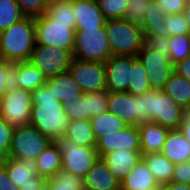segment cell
Here are the masks:
<instances>
[{
  "label": "cell",
  "mask_w": 190,
  "mask_h": 190,
  "mask_svg": "<svg viewBox=\"0 0 190 190\" xmlns=\"http://www.w3.org/2000/svg\"><path fill=\"white\" fill-rule=\"evenodd\" d=\"M140 149L143 154L160 153L170 129L160 124L146 122L138 126Z\"/></svg>",
  "instance_id": "20"
},
{
  "label": "cell",
  "mask_w": 190,
  "mask_h": 190,
  "mask_svg": "<svg viewBox=\"0 0 190 190\" xmlns=\"http://www.w3.org/2000/svg\"><path fill=\"white\" fill-rule=\"evenodd\" d=\"M55 142L62 155V169L82 178L100 158L96 147L80 146L64 136Z\"/></svg>",
  "instance_id": "7"
},
{
  "label": "cell",
  "mask_w": 190,
  "mask_h": 190,
  "mask_svg": "<svg viewBox=\"0 0 190 190\" xmlns=\"http://www.w3.org/2000/svg\"><path fill=\"white\" fill-rule=\"evenodd\" d=\"M179 129L190 143V107L184 110V119L181 122Z\"/></svg>",
  "instance_id": "49"
},
{
  "label": "cell",
  "mask_w": 190,
  "mask_h": 190,
  "mask_svg": "<svg viewBox=\"0 0 190 190\" xmlns=\"http://www.w3.org/2000/svg\"><path fill=\"white\" fill-rule=\"evenodd\" d=\"M108 92H125L131 81V56L112 55L106 62Z\"/></svg>",
  "instance_id": "14"
},
{
  "label": "cell",
  "mask_w": 190,
  "mask_h": 190,
  "mask_svg": "<svg viewBox=\"0 0 190 190\" xmlns=\"http://www.w3.org/2000/svg\"><path fill=\"white\" fill-rule=\"evenodd\" d=\"M111 56L105 27L76 30L73 59L105 63Z\"/></svg>",
  "instance_id": "5"
},
{
  "label": "cell",
  "mask_w": 190,
  "mask_h": 190,
  "mask_svg": "<svg viewBox=\"0 0 190 190\" xmlns=\"http://www.w3.org/2000/svg\"><path fill=\"white\" fill-rule=\"evenodd\" d=\"M10 146L11 142H0V166L7 162Z\"/></svg>",
  "instance_id": "51"
},
{
  "label": "cell",
  "mask_w": 190,
  "mask_h": 190,
  "mask_svg": "<svg viewBox=\"0 0 190 190\" xmlns=\"http://www.w3.org/2000/svg\"><path fill=\"white\" fill-rule=\"evenodd\" d=\"M20 88L33 91L46 83L43 73L29 61L18 62Z\"/></svg>",
  "instance_id": "31"
},
{
  "label": "cell",
  "mask_w": 190,
  "mask_h": 190,
  "mask_svg": "<svg viewBox=\"0 0 190 190\" xmlns=\"http://www.w3.org/2000/svg\"><path fill=\"white\" fill-rule=\"evenodd\" d=\"M169 59L173 65L190 56V34L170 36Z\"/></svg>",
  "instance_id": "36"
},
{
  "label": "cell",
  "mask_w": 190,
  "mask_h": 190,
  "mask_svg": "<svg viewBox=\"0 0 190 190\" xmlns=\"http://www.w3.org/2000/svg\"><path fill=\"white\" fill-rule=\"evenodd\" d=\"M108 91L100 90L88 93V111L90 117H96L108 111Z\"/></svg>",
  "instance_id": "39"
},
{
  "label": "cell",
  "mask_w": 190,
  "mask_h": 190,
  "mask_svg": "<svg viewBox=\"0 0 190 190\" xmlns=\"http://www.w3.org/2000/svg\"><path fill=\"white\" fill-rule=\"evenodd\" d=\"M14 128L0 116V142H12Z\"/></svg>",
  "instance_id": "47"
},
{
  "label": "cell",
  "mask_w": 190,
  "mask_h": 190,
  "mask_svg": "<svg viewBox=\"0 0 190 190\" xmlns=\"http://www.w3.org/2000/svg\"><path fill=\"white\" fill-rule=\"evenodd\" d=\"M110 172L121 183L142 159L141 150H115L101 157Z\"/></svg>",
  "instance_id": "16"
},
{
  "label": "cell",
  "mask_w": 190,
  "mask_h": 190,
  "mask_svg": "<svg viewBox=\"0 0 190 190\" xmlns=\"http://www.w3.org/2000/svg\"><path fill=\"white\" fill-rule=\"evenodd\" d=\"M174 71L190 81V56L176 63Z\"/></svg>",
  "instance_id": "48"
},
{
  "label": "cell",
  "mask_w": 190,
  "mask_h": 190,
  "mask_svg": "<svg viewBox=\"0 0 190 190\" xmlns=\"http://www.w3.org/2000/svg\"><path fill=\"white\" fill-rule=\"evenodd\" d=\"M20 88L18 62L12 63L0 56V100L6 92Z\"/></svg>",
  "instance_id": "34"
},
{
  "label": "cell",
  "mask_w": 190,
  "mask_h": 190,
  "mask_svg": "<svg viewBox=\"0 0 190 190\" xmlns=\"http://www.w3.org/2000/svg\"><path fill=\"white\" fill-rule=\"evenodd\" d=\"M33 107L31 91L22 88L6 92L0 100V116L12 127L30 125Z\"/></svg>",
  "instance_id": "9"
},
{
  "label": "cell",
  "mask_w": 190,
  "mask_h": 190,
  "mask_svg": "<svg viewBox=\"0 0 190 190\" xmlns=\"http://www.w3.org/2000/svg\"><path fill=\"white\" fill-rule=\"evenodd\" d=\"M106 20L124 19L129 0H97Z\"/></svg>",
  "instance_id": "37"
},
{
  "label": "cell",
  "mask_w": 190,
  "mask_h": 190,
  "mask_svg": "<svg viewBox=\"0 0 190 190\" xmlns=\"http://www.w3.org/2000/svg\"><path fill=\"white\" fill-rule=\"evenodd\" d=\"M72 103L64 107V112L69 121L91 119L88 111V93L80 94L73 99Z\"/></svg>",
  "instance_id": "38"
},
{
  "label": "cell",
  "mask_w": 190,
  "mask_h": 190,
  "mask_svg": "<svg viewBox=\"0 0 190 190\" xmlns=\"http://www.w3.org/2000/svg\"><path fill=\"white\" fill-rule=\"evenodd\" d=\"M108 111L114 113L128 125L139 126L150 122L144 112L143 95L133 96L129 92H108Z\"/></svg>",
  "instance_id": "11"
},
{
  "label": "cell",
  "mask_w": 190,
  "mask_h": 190,
  "mask_svg": "<svg viewBox=\"0 0 190 190\" xmlns=\"http://www.w3.org/2000/svg\"><path fill=\"white\" fill-rule=\"evenodd\" d=\"M72 53L59 47L35 44L29 62L36 66L46 79L68 71Z\"/></svg>",
  "instance_id": "10"
},
{
  "label": "cell",
  "mask_w": 190,
  "mask_h": 190,
  "mask_svg": "<svg viewBox=\"0 0 190 190\" xmlns=\"http://www.w3.org/2000/svg\"><path fill=\"white\" fill-rule=\"evenodd\" d=\"M142 160L147 165L159 186L171 182L176 164L167 159L161 152L143 154Z\"/></svg>",
  "instance_id": "24"
},
{
  "label": "cell",
  "mask_w": 190,
  "mask_h": 190,
  "mask_svg": "<svg viewBox=\"0 0 190 190\" xmlns=\"http://www.w3.org/2000/svg\"><path fill=\"white\" fill-rule=\"evenodd\" d=\"M161 153L174 164L187 162L190 160V143L180 129H171Z\"/></svg>",
  "instance_id": "21"
},
{
  "label": "cell",
  "mask_w": 190,
  "mask_h": 190,
  "mask_svg": "<svg viewBox=\"0 0 190 190\" xmlns=\"http://www.w3.org/2000/svg\"><path fill=\"white\" fill-rule=\"evenodd\" d=\"M39 190H85L83 178L61 169L53 178L47 179Z\"/></svg>",
  "instance_id": "30"
},
{
  "label": "cell",
  "mask_w": 190,
  "mask_h": 190,
  "mask_svg": "<svg viewBox=\"0 0 190 190\" xmlns=\"http://www.w3.org/2000/svg\"><path fill=\"white\" fill-rule=\"evenodd\" d=\"M11 181L18 187L33 181V176L37 174L36 161L31 158L10 159L3 165Z\"/></svg>",
  "instance_id": "25"
},
{
  "label": "cell",
  "mask_w": 190,
  "mask_h": 190,
  "mask_svg": "<svg viewBox=\"0 0 190 190\" xmlns=\"http://www.w3.org/2000/svg\"><path fill=\"white\" fill-rule=\"evenodd\" d=\"M36 44L59 47L73 53L76 24H62L46 13L34 17Z\"/></svg>",
  "instance_id": "6"
},
{
  "label": "cell",
  "mask_w": 190,
  "mask_h": 190,
  "mask_svg": "<svg viewBox=\"0 0 190 190\" xmlns=\"http://www.w3.org/2000/svg\"><path fill=\"white\" fill-rule=\"evenodd\" d=\"M63 136L80 146L96 147L97 145L90 120L69 121Z\"/></svg>",
  "instance_id": "29"
},
{
  "label": "cell",
  "mask_w": 190,
  "mask_h": 190,
  "mask_svg": "<svg viewBox=\"0 0 190 190\" xmlns=\"http://www.w3.org/2000/svg\"><path fill=\"white\" fill-rule=\"evenodd\" d=\"M31 94L33 107L30 125L36 127L51 141L61 138L69 125L62 102L55 99L52 90L46 83L31 91Z\"/></svg>",
  "instance_id": "1"
},
{
  "label": "cell",
  "mask_w": 190,
  "mask_h": 190,
  "mask_svg": "<svg viewBox=\"0 0 190 190\" xmlns=\"http://www.w3.org/2000/svg\"><path fill=\"white\" fill-rule=\"evenodd\" d=\"M24 17L16 0H0V32Z\"/></svg>",
  "instance_id": "35"
},
{
  "label": "cell",
  "mask_w": 190,
  "mask_h": 190,
  "mask_svg": "<svg viewBox=\"0 0 190 190\" xmlns=\"http://www.w3.org/2000/svg\"><path fill=\"white\" fill-rule=\"evenodd\" d=\"M164 10L165 14H181L188 0H155Z\"/></svg>",
  "instance_id": "44"
},
{
  "label": "cell",
  "mask_w": 190,
  "mask_h": 190,
  "mask_svg": "<svg viewBox=\"0 0 190 190\" xmlns=\"http://www.w3.org/2000/svg\"><path fill=\"white\" fill-rule=\"evenodd\" d=\"M160 189L147 165L141 159L120 183V190H155Z\"/></svg>",
  "instance_id": "22"
},
{
  "label": "cell",
  "mask_w": 190,
  "mask_h": 190,
  "mask_svg": "<svg viewBox=\"0 0 190 190\" xmlns=\"http://www.w3.org/2000/svg\"><path fill=\"white\" fill-rule=\"evenodd\" d=\"M0 190H20L8 176L4 166H0Z\"/></svg>",
  "instance_id": "46"
},
{
  "label": "cell",
  "mask_w": 190,
  "mask_h": 190,
  "mask_svg": "<svg viewBox=\"0 0 190 190\" xmlns=\"http://www.w3.org/2000/svg\"><path fill=\"white\" fill-rule=\"evenodd\" d=\"M164 25L169 37L179 34H190V29L183 13L165 14Z\"/></svg>",
  "instance_id": "40"
},
{
  "label": "cell",
  "mask_w": 190,
  "mask_h": 190,
  "mask_svg": "<svg viewBox=\"0 0 190 190\" xmlns=\"http://www.w3.org/2000/svg\"><path fill=\"white\" fill-rule=\"evenodd\" d=\"M151 90L148 82L146 70L138 57L131 56V81H129L128 89L133 96L144 95Z\"/></svg>",
  "instance_id": "32"
},
{
  "label": "cell",
  "mask_w": 190,
  "mask_h": 190,
  "mask_svg": "<svg viewBox=\"0 0 190 190\" xmlns=\"http://www.w3.org/2000/svg\"><path fill=\"white\" fill-rule=\"evenodd\" d=\"M46 14L62 24H76V15L73 13V0H50Z\"/></svg>",
  "instance_id": "33"
},
{
  "label": "cell",
  "mask_w": 190,
  "mask_h": 190,
  "mask_svg": "<svg viewBox=\"0 0 190 190\" xmlns=\"http://www.w3.org/2000/svg\"><path fill=\"white\" fill-rule=\"evenodd\" d=\"M46 180L38 174L33 176V181L27 182L25 185L19 187L20 190H39Z\"/></svg>",
  "instance_id": "50"
},
{
  "label": "cell",
  "mask_w": 190,
  "mask_h": 190,
  "mask_svg": "<svg viewBox=\"0 0 190 190\" xmlns=\"http://www.w3.org/2000/svg\"><path fill=\"white\" fill-rule=\"evenodd\" d=\"M150 1L151 0H129L124 19L141 26L145 17L147 3Z\"/></svg>",
  "instance_id": "41"
},
{
  "label": "cell",
  "mask_w": 190,
  "mask_h": 190,
  "mask_svg": "<svg viewBox=\"0 0 190 190\" xmlns=\"http://www.w3.org/2000/svg\"><path fill=\"white\" fill-rule=\"evenodd\" d=\"M165 13L163 8L155 1L147 3L145 17L140 26L144 34H157L169 37L164 25Z\"/></svg>",
  "instance_id": "26"
},
{
  "label": "cell",
  "mask_w": 190,
  "mask_h": 190,
  "mask_svg": "<svg viewBox=\"0 0 190 190\" xmlns=\"http://www.w3.org/2000/svg\"><path fill=\"white\" fill-rule=\"evenodd\" d=\"M146 44L153 50L158 51L169 57V42L170 37H164L157 34H145Z\"/></svg>",
  "instance_id": "43"
},
{
  "label": "cell",
  "mask_w": 190,
  "mask_h": 190,
  "mask_svg": "<svg viewBox=\"0 0 190 190\" xmlns=\"http://www.w3.org/2000/svg\"><path fill=\"white\" fill-rule=\"evenodd\" d=\"M160 190H190V184H183L178 182H170L160 186Z\"/></svg>",
  "instance_id": "52"
},
{
  "label": "cell",
  "mask_w": 190,
  "mask_h": 190,
  "mask_svg": "<svg viewBox=\"0 0 190 190\" xmlns=\"http://www.w3.org/2000/svg\"><path fill=\"white\" fill-rule=\"evenodd\" d=\"M68 71L79 84L83 93L107 90L106 68L103 62L72 59Z\"/></svg>",
  "instance_id": "13"
},
{
  "label": "cell",
  "mask_w": 190,
  "mask_h": 190,
  "mask_svg": "<svg viewBox=\"0 0 190 190\" xmlns=\"http://www.w3.org/2000/svg\"><path fill=\"white\" fill-rule=\"evenodd\" d=\"M162 91L184 109L190 107V81L175 71L171 74Z\"/></svg>",
  "instance_id": "27"
},
{
  "label": "cell",
  "mask_w": 190,
  "mask_h": 190,
  "mask_svg": "<svg viewBox=\"0 0 190 190\" xmlns=\"http://www.w3.org/2000/svg\"><path fill=\"white\" fill-rule=\"evenodd\" d=\"M85 190H120V182L113 176L107 164L99 158L83 177Z\"/></svg>",
  "instance_id": "18"
},
{
  "label": "cell",
  "mask_w": 190,
  "mask_h": 190,
  "mask_svg": "<svg viewBox=\"0 0 190 190\" xmlns=\"http://www.w3.org/2000/svg\"><path fill=\"white\" fill-rule=\"evenodd\" d=\"M73 13L76 15V30L105 27L106 19L97 0H73Z\"/></svg>",
  "instance_id": "17"
},
{
  "label": "cell",
  "mask_w": 190,
  "mask_h": 190,
  "mask_svg": "<svg viewBox=\"0 0 190 190\" xmlns=\"http://www.w3.org/2000/svg\"><path fill=\"white\" fill-rule=\"evenodd\" d=\"M35 44L34 17L25 16L0 32V56L9 62L28 61Z\"/></svg>",
  "instance_id": "2"
},
{
  "label": "cell",
  "mask_w": 190,
  "mask_h": 190,
  "mask_svg": "<svg viewBox=\"0 0 190 190\" xmlns=\"http://www.w3.org/2000/svg\"><path fill=\"white\" fill-rule=\"evenodd\" d=\"M105 30L112 55L137 57L146 43L142 28L125 19L106 20Z\"/></svg>",
  "instance_id": "3"
},
{
  "label": "cell",
  "mask_w": 190,
  "mask_h": 190,
  "mask_svg": "<svg viewBox=\"0 0 190 190\" xmlns=\"http://www.w3.org/2000/svg\"><path fill=\"white\" fill-rule=\"evenodd\" d=\"M172 182L190 184V162L178 163L172 177Z\"/></svg>",
  "instance_id": "45"
},
{
  "label": "cell",
  "mask_w": 190,
  "mask_h": 190,
  "mask_svg": "<svg viewBox=\"0 0 190 190\" xmlns=\"http://www.w3.org/2000/svg\"><path fill=\"white\" fill-rule=\"evenodd\" d=\"M51 142L48 137L32 125L14 128L8 158L35 160Z\"/></svg>",
  "instance_id": "8"
},
{
  "label": "cell",
  "mask_w": 190,
  "mask_h": 190,
  "mask_svg": "<svg viewBox=\"0 0 190 190\" xmlns=\"http://www.w3.org/2000/svg\"><path fill=\"white\" fill-rule=\"evenodd\" d=\"M25 16L36 17L46 13L50 0H16Z\"/></svg>",
  "instance_id": "42"
},
{
  "label": "cell",
  "mask_w": 190,
  "mask_h": 190,
  "mask_svg": "<svg viewBox=\"0 0 190 190\" xmlns=\"http://www.w3.org/2000/svg\"><path fill=\"white\" fill-rule=\"evenodd\" d=\"M90 123L96 141H98L103 136L116 134L128 126V124H126L123 120L110 111L91 118Z\"/></svg>",
  "instance_id": "28"
},
{
  "label": "cell",
  "mask_w": 190,
  "mask_h": 190,
  "mask_svg": "<svg viewBox=\"0 0 190 190\" xmlns=\"http://www.w3.org/2000/svg\"><path fill=\"white\" fill-rule=\"evenodd\" d=\"M183 15L185 16L188 27L190 29V0L187 1L186 7L183 10Z\"/></svg>",
  "instance_id": "53"
},
{
  "label": "cell",
  "mask_w": 190,
  "mask_h": 190,
  "mask_svg": "<svg viewBox=\"0 0 190 190\" xmlns=\"http://www.w3.org/2000/svg\"><path fill=\"white\" fill-rule=\"evenodd\" d=\"M137 57L142 62L151 89L162 90L174 72V65L169 57L151 49L146 43L139 51Z\"/></svg>",
  "instance_id": "12"
},
{
  "label": "cell",
  "mask_w": 190,
  "mask_h": 190,
  "mask_svg": "<svg viewBox=\"0 0 190 190\" xmlns=\"http://www.w3.org/2000/svg\"><path fill=\"white\" fill-rule=\"evenodd\" d=\"M141 150L138 126L128 125L116 134L106 135L97 141L99 157L115 150Z\"/></svg>",
  "instance_id": "15"
},
{
  "label": "cell",
  "mask_w": 190,
  "mask_h": 190,
  "mask_svg": "<svg viewBox=\"0 0 190 190\" xmlns=\"http://www.w3.org/2000/svg\"><path fill=\"white\" fill-rule=\"evenodd\" d=\"M144 112L150 122L157 123L168 129H179L184 119V108L162 90L151 89L143 95Z\"/></svg>",
  "instance_id": "4"
},
{
  "label": "cell",
  "mask_w": 190,
  "mask_h": 190,
  "mask_svg": "<svg viewBox=\"0 0 190 190\" xmlns=\"http://www.w3.org/2000/svg\"><path fill=\"white\" fill-rule=\"evenodd\" d=\"M37 174L45 180L53 178L62 169V155L55 141L35 159Z\"/></svg>",
  "instance_id": "23"
},
{
  "label": "cell",
  "mask_w": 190,
  "mask_h": 190,
  "mask_svg": "<svg viewBox=\"0 0 190 190\" xmlns=\"http://www.w3.org/2000/svg\"><path fill=\"white\" fill-rule=\"evenodd\" d=\"M46 84L52 90L55 99L62 102L64 107L73 104V99L83 94L81 87L74 80L69 71L59 73L54 77L46 79Z\"/></svg>",
  "instance_id": "19"
}]
</instances>
